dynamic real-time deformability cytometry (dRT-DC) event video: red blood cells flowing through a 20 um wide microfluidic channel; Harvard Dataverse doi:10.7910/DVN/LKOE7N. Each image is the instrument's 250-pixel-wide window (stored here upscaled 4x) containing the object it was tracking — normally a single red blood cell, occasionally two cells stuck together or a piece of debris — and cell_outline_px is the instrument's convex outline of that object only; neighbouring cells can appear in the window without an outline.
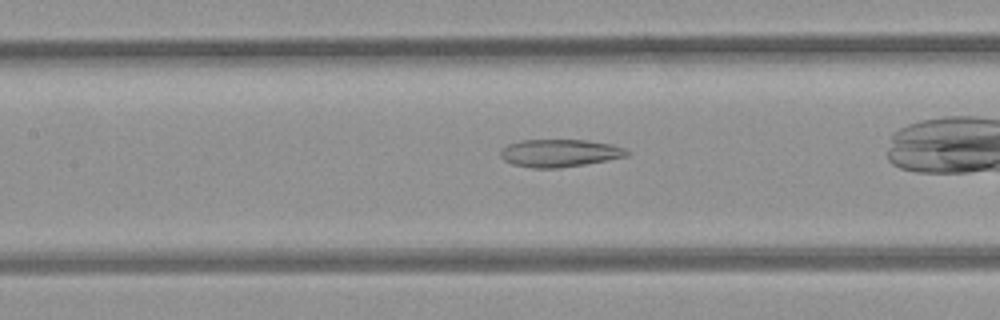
{"species": "common noctule bat (a hibernating species)", "species_latin": "Nyctalus noctula", "temperature_condition": "room temperature", "stored_images_in_passage": 30, "camera_frame_rate_fps": 3000, "um_per_image_px": 0.085, "animal": {"sex": "female", "body_mass_g": 21.9}, "frame": {"image": 1, "passage_image": 12, "time_ms": 3.667, "image_size_px": [1000, 320], "cell_outline_px": [[628, 156], [584, 164], [560, 168], [532, 168], [512, 164], [504, 160], [500, 156], [500, 152], [508, 144], [520, 140], [584, 140], [612, 144], [624, 148], [628, 152]], "centroid_in_image_um": [47.54, 13.01], "position_along_channel_um": 159.9, "area_um2": 20.23}}
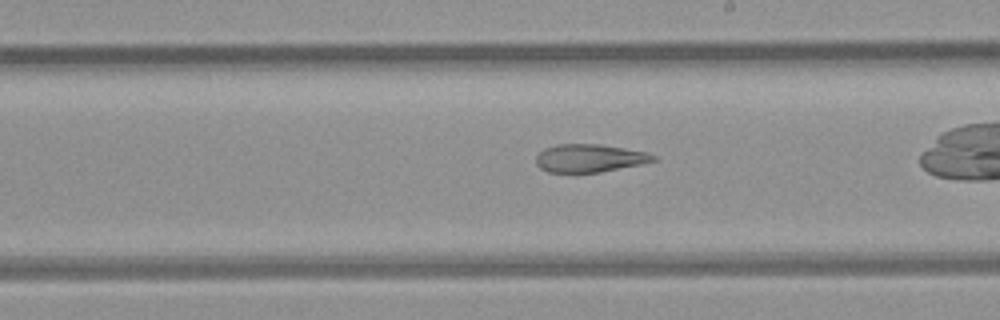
{"frame": {"image": 2, "passage_image": 18, "time_ms": 5.667, "image_size_px": [1000, 320], "cell_outline_px": [[656, 160], [640, 164], [600, 172], [548, 172], [540, 168], [536, 164], [536, 156], [544, 148], [556, 144], [600, 144], [648, 152], [656, 156]], "centroid_in_image_um": [50.09, 13.43], "position_along_channel_um": 238.9, "area_um2": 19.07}}
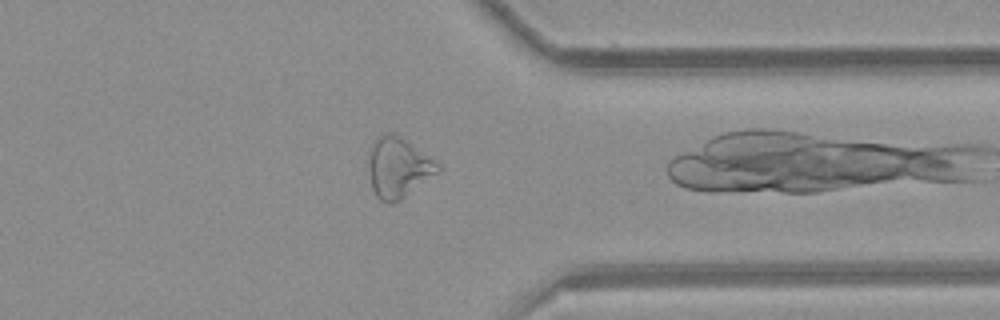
{"frame": {"image": 3, "passage_image": 29, "time_ms": 9.333, "image_size_px": [1000, 320], "cell_outline_px": [[440, 172], [400, 200], [392, 204], [388, 204], [380, 200], [376, 196], [372, 188], [368, 172], [368, 152], [372, 144], [384, 132], [392, 132], [400, 136], [436, 160], [440, 164]], "centroid_in_image_um": [33.85, 14.25], "position_along_channel_um": 377.6, "area_um2": 24.68}}